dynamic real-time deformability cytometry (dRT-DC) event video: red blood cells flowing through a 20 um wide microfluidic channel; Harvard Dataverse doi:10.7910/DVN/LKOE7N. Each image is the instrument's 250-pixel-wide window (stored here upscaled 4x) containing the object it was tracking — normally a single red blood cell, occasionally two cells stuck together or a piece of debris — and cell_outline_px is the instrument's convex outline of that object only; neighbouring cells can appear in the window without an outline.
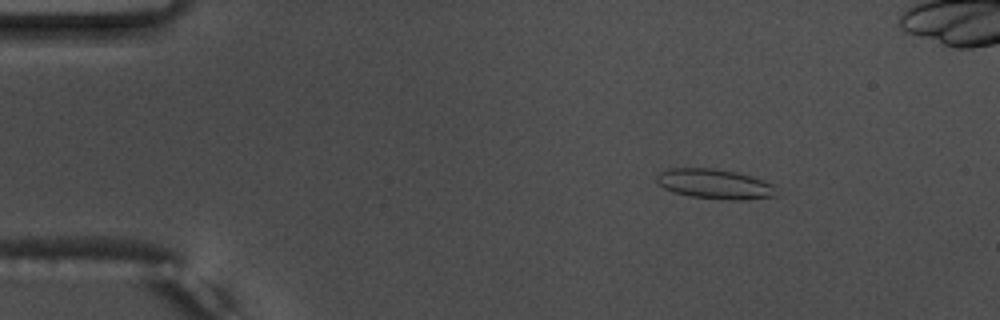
{"species": "common noctule bat (a hibernating species)", "species_latin": "Nyctalus noctula", "temperature_condition": "warm", "stored_images_in_passage": 57, "camera_frame_rate_fps": 3000, "um_per_image_px": 0.085, "animal": {"sex": "male", "body_mass_g": 17.5, "forearm_length_mm": 52.3}, "frame": {"image": 1, "passage_image": 9, "time_ms": 2.667, "image_size_px": [1000, 320], "cell_outline_px": [[776, 196], [740, 200], [728, 200], [688, 196], [672, 192], [664, 188], [656, 180], [656, 176], [660, 172], [668, 168], [716, 168], [736, 172], [752, 176], [772, 184]], "centroid_in_image_um": [60.71, 15.63], "position_along_channel_um": 24.3, "area_um2": 20.81}}
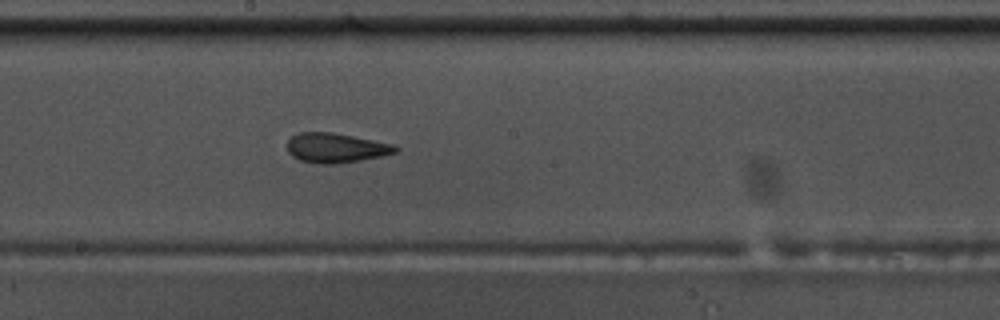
{"frame": {"image": 2, "passage_image": 31, "time_ms": 10.0, "image_size_px": [1000, 320], "cell_outline_px": [[400, 148], [396, 152], [380, 156], [360, 160], [332, 164], [316, 164], [300, 160], [292, 156], [288, 152], [288, 140], [292, 136], [300, 132], [332, 132], [396, 144]], "centroid_in_image_um": [28.56, 12.56], "position_along_channel_um": 219.6, "area_um2": 18.73}}
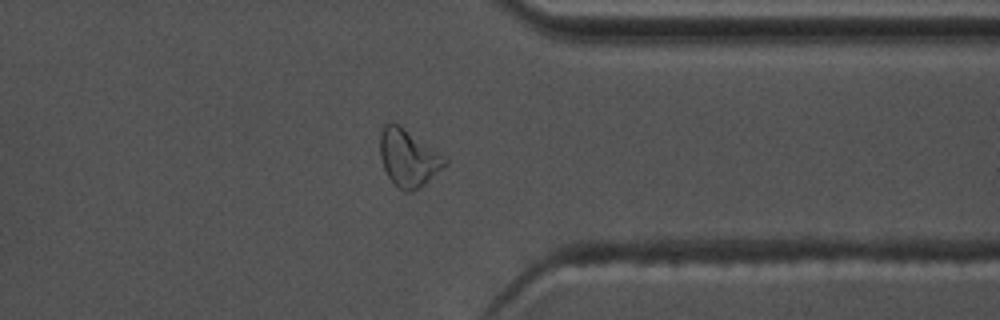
{"frame": {"image": 3, "passage_image": 44, "time_ms": 14.333, "image_size_px": [1000, 320], "cell_outline_px": [[448, 164], [420, 188], [408, 192], [404, 192], [388, 176], [384, 168], [380, 156], [380, 136], [384, 124], [392, 120], [400, 124], [448, 156]], "centroid_in_image_um": [34.76, 13.37], "position_along_channel_um": 376.6, "area_um2": 22.14}, "authors_computed_cell_mechanics": {"area_um2": 19.8832, "velocity_mm_per_s": 3.7253, "shape_relaxation_time_tau1_ms": null, "shape_relaxation_time_tau2_ms": 1.6761, "deformation_change_tau1": null, "deformation_change_tau2": 0.0897}}